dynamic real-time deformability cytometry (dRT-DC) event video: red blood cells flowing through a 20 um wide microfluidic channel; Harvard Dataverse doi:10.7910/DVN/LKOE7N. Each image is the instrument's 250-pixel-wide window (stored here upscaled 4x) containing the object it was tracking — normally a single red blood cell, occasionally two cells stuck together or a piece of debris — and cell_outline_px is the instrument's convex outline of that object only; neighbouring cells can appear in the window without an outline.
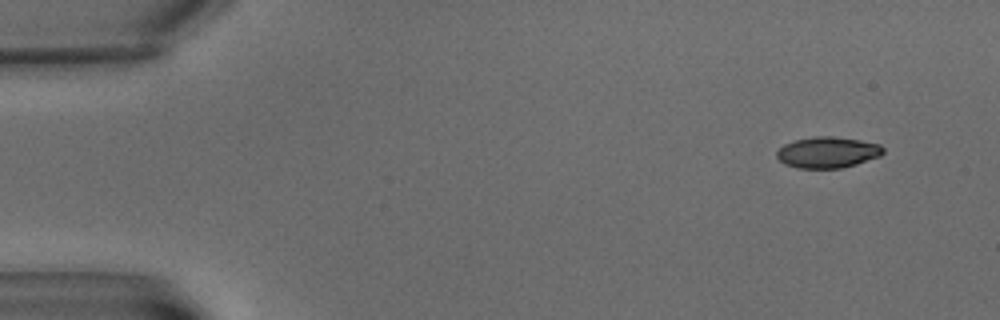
{"species": "common noctule bat (a hibernating species)", "species_latin": "Nyctalus noctula", "temperature_condition": "warm", "stored_images_in_passage": 8, "camera_frame_rate_fps": 3000, "um_per_image_px": 0.085, "animal": {"sex": "male", "body_mass_g": 15.6}, "frame": {"image": 1, "passage_image": 1, "time_ms": 0.0, "image_size_px": [1000, 320], "cell_outline_px": [[884, 152], [880, 156], [856, 164], [840, 168], [796, 168], [784, 164], [776, 156], [776, 152], [784, 144], [796, 140], [812, 136], [832, 136], [860, 140], [880, 144], [884, 148]], "centroid_in_image_um": [70.34, 12.95], "position_along_channel_um": 14.7, "area_um2": 19.31}}
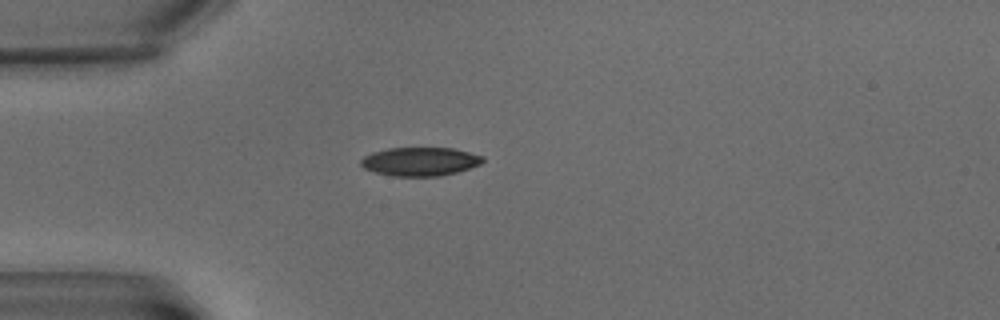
{"frame": {"image": 2, "passage_image": 5, "time_ms": 4.667, "image_size_px": [1000, 320], "cell_outline_px": [[484, 160], [480, 164], [456, 172], [440, 176], [392, 176], [376, 172], [364, 168], [360, 164], [360, 160], [364, 156], [372, 152], [388, 148], [452, 148], [484, 156]], "centroid_in_image_um": [35.68, 13.73], "position_along_channel_um": 49.3, "area_um2": 20.23}}
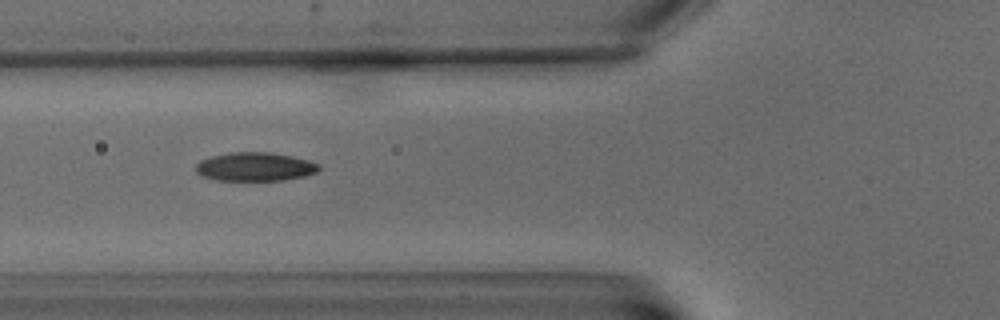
{"frame": {"image": 3, "passage_image": 7, "time_ms": 7.0, "image_size_px": [1000, 320], "cell_outline_px": [[320, 168], [316, 172], [304, 176], [284, 180], [216, 180], [204, 176], [196, 172], [196, 164], [200, 160], [212, 156], [232, 152], [268, 152], [292, 156], [308, 160], [320, 164]], "centroid_in_image_um": [21.69, 14.17], "position_along_channel_um": 104.1, "area_um2": 20.46}}